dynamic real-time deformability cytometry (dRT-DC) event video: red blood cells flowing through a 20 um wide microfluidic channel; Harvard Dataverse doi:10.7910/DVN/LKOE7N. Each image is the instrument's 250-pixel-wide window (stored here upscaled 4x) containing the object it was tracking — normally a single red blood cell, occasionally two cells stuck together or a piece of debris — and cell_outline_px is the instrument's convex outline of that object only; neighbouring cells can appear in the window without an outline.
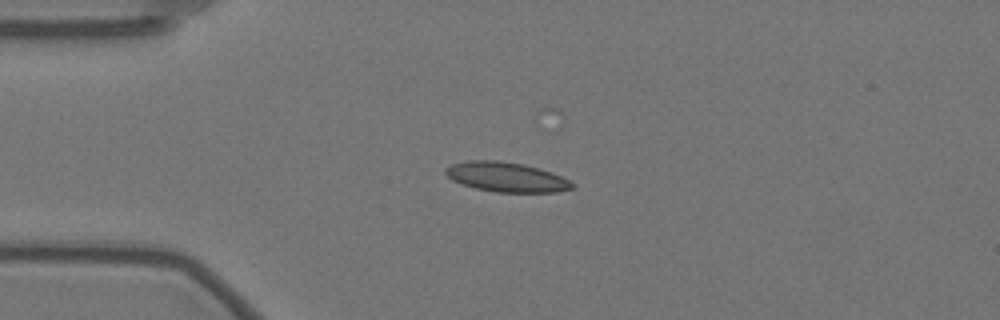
{"species": "Egyptian fruit bat (a non-hibernating species)", "species_latin": "Rousettus aegyptiacus", "temperature_condition": "warm", "stored_images_in_passage": 9, "camera_frame_rate_fps": 3000, "um_per_image_px": 0.085, "animal": {"sex": "female"}, "frame": {"image": 1, "passage_image": 1, "time_ms": 0.0, "image_size_px": [1000, 320], "cell_outline_px": [[576, 188], [556, 192], [496, 192], [476, 188], [452, 180], [444, 172], [444, 168], [452, 164], [468, 160], [496, 160], [524, 164], [540, 168], [560, 176], [576, 184]], "centroid_in_image_um": [43.06, 15.04], "position_along_channel_um": 41.9, "area_um2": 21.91}}
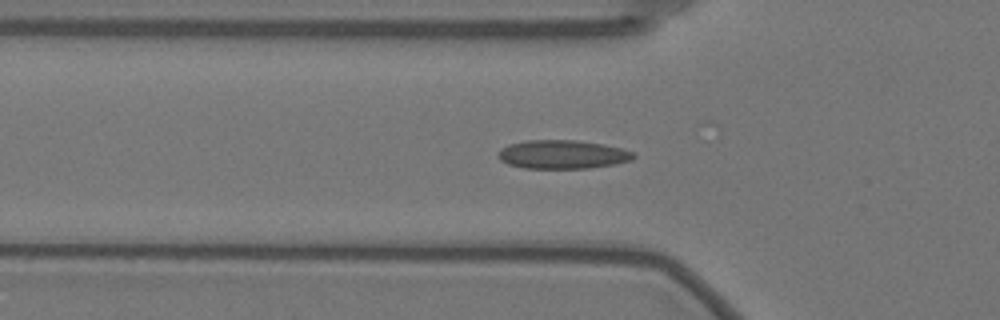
{"frame": {"image": 2, "passage_image": 6, "time_ms": 1.667, "image_size_px": [1000, 320], "cell_outline_px": [[636, 156], [632, 160], [612, 164], [588, 168], [524, 168], [508, 164], [500, 160], [496, 156], [508, 144], [528, 140], [576, 140], [604, 144], [620, 148], [632, 152]], "centroid_in_image_um": [47.8, 13.12], "position_along_channel_um": 78.0, "area_um2": 22.43}}